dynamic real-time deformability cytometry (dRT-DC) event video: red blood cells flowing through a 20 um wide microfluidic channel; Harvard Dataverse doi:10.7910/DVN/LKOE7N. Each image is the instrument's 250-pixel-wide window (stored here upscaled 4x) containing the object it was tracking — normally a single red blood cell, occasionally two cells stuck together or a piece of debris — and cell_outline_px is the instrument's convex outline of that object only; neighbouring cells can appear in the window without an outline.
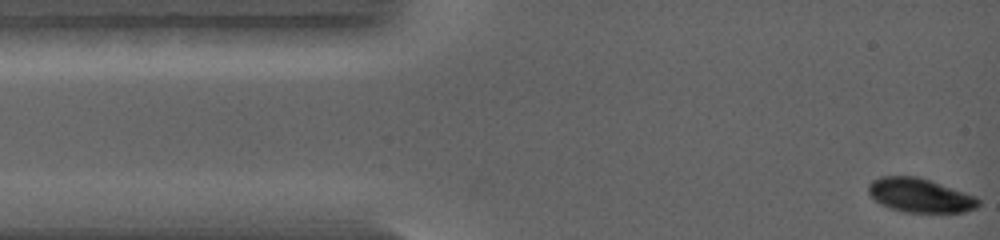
{"species": "common noctule bat (a hibernating species)", "species_latin": "Nyctalus noctula", "temperature_condition": "warm", "stored_images_in_passage": 48, "camera_frame_rate_fps": 5000, "um_per_image_px": 0.085, "animal": {"sex": "female", "body_mass_g": 19.0, "forearm_length_mm": 56.7}, "frame": {"image": 1, "passage_image": 1, "time_ms": 0.0, "image_size_px": [1000, 240], "cell_outline_px": [[980, 204], [976, 208], [964, 212], [904, 212], [888, 208], [880, 204], [868, 192], [868, 184], [872, 180], [880, 176], [916, 176], [976, 196], [980, 200]], "centroid_in_image_um": [78.18, 16.61], "position_along_channel_um": 6.8, "area_um2": 21.73}}
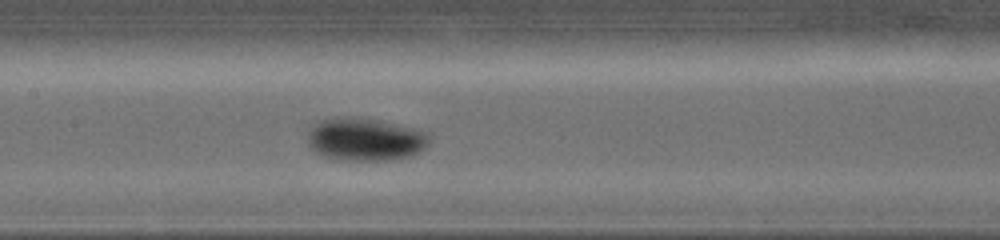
{"frame": {"image": 2, "passage_image": 24, "time_ms": 4.6, "image_size_px": [1000, 240], "cell_outline_px": [[428, 144], [424, 148], [408, 156], [392, 160], [332, 160], [316, 152], [308, 144], [308, 124], [320, 120], [336, 116], [360, 116], [380, 120], [412, 128], [424, 132], [428, 136]], "centroid_in_image_um": [30.93, 11.82], "position_along_channel_um": 176.5, "area_um2": 30.81}}
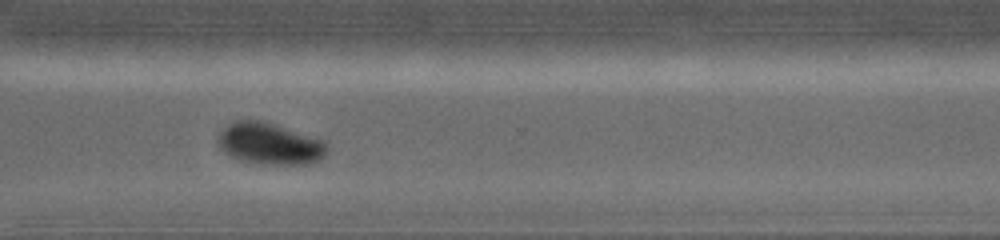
{"frame": {"image": 3, "passage_image": 40, "time_ms": 7.8, "image_size_px": [1000, 240], "cell_outline_px": [[328, 148], [324, 156], [320, 160], [312, 164], [272, 164], [240, 160], [224, 152], [220, 148], [216, 140], [216, 136], [228, 124], [236, 120], [260, 120], [328, 140]], "centroid_in_image_um": [22.97, 12.2], "position_along_channel_um": 347.6, "area_um2": 26.7}}